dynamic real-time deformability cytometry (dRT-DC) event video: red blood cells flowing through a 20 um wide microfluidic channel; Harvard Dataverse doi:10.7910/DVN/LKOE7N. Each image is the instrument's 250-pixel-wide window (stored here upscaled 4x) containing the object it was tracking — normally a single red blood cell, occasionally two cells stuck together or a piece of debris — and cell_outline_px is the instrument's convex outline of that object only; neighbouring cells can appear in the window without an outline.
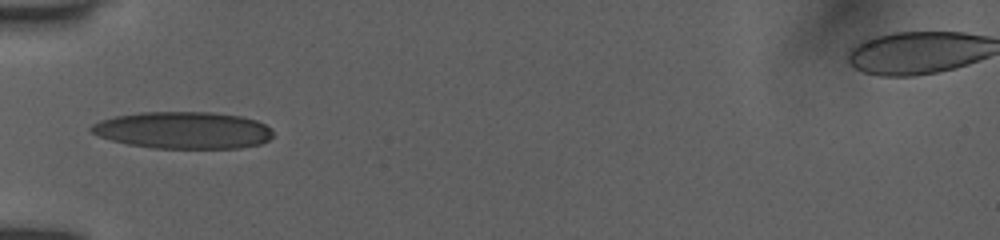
{"species": "human", "species_latin": "Homo sapiens", "temperature_condition": "room temperature", "stored_images_in_passage": 7, "camera_frame_rate_fps": 3000, "um_per_image_px": 0.085, "donor": {"sex": "female"}, "frame": {"image": 1, "passage_image": 1, "time_ms": 0.0, "image_size_px": [1000, 240], "cell_outline_px": [[272, 136], [268, 140], [260, 144], [240, 148], [152, 148], [128, 144], [112, 140], [100, 136], [92, 132], [88, 128], [92, 124], [100, 120], [116, 116], [140, 112], [212, 112], [240, 116], [256, 120], [272, 128]], "centroid_in_image_um": [15.58, 11.06], "position_along_channel_um": 69.4, "area_um2": 39.19}}
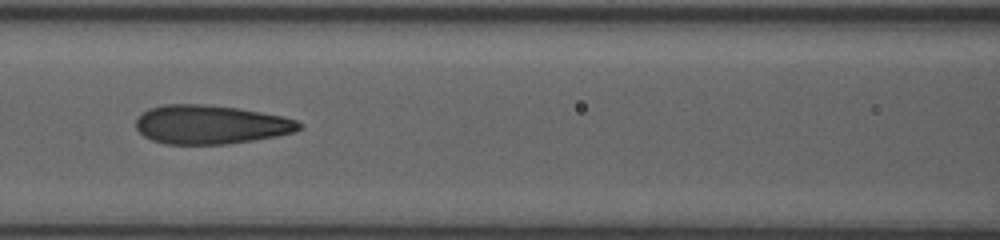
{"frame": {"image": 2, "passage_image": 3, "time_ms": 2.0, "image_size_px": [1000, 240], "cell_outline_px": [[304, 124], [296, 132], [276, 136], [228, 144], [164, 144], [152, 140], [144, 136], [136, 128], [136, 120], [148, 108], [164, 104], [204, 104], [236, 108], [284, 116], [296, 120]], "centroid_in_image_um": [17.91, 10.59], "position_along_channel_um": 148.7, "area_um2": 36.99}}
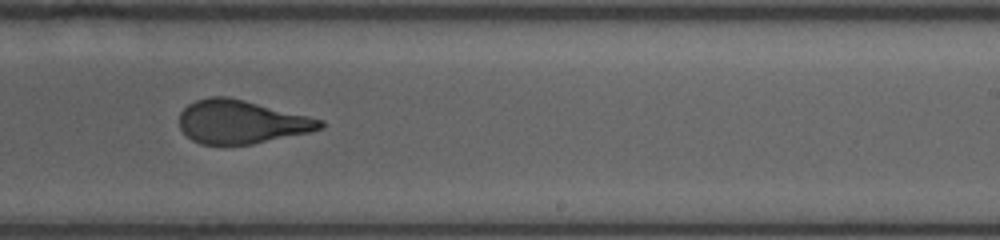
{"frame": {"image": 3, "passage_image": 6, "time_ms": 5.0, "image_size_px": [1000, 240], "cell_outline_px": [[324, 128], [308, 132], [252, 144], [200, 144], [192, 140], [180, 128], [180, 112], [188, 104], [196, 100], [208, 96], [228, 96], [324, 120]], "centroid_in_image_um": [20.49, 10.35], "position_along_channel_um": 268.5, "area_um2": 35.37}}